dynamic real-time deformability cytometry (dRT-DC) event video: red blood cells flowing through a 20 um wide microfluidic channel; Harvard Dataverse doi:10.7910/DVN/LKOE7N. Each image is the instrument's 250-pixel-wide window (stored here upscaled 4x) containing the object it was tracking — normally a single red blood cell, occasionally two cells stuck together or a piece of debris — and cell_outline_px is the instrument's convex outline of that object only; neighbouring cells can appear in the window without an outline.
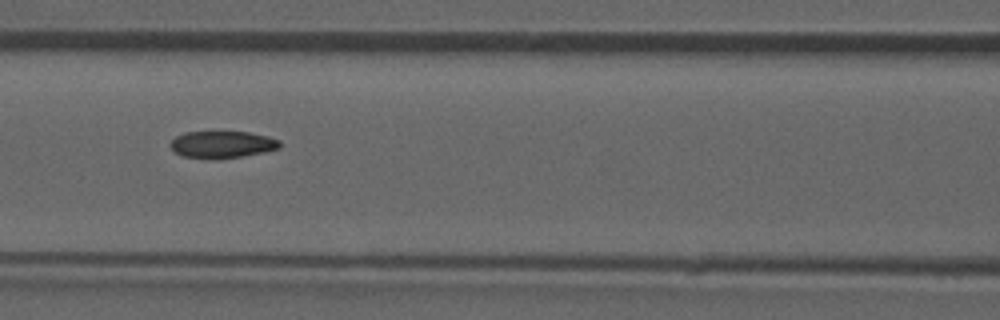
{"species": "common noctule bat (a hibernating species)", "species_latin": "Nyctalus noctula", "temperature_condition": "room temperature", "stored_images_in_passage": 52, "camera_frame_rate_fps": 3000, "um_per_image_px": 0.085, "animal": {"sex": "male", "forearm_length_mm": 52.5}, "frame": {"image": 1, "passage_image": 23, "time_ms": 7.333, "image_size_px": [1000, 320], "cell_outline_px": [[280, 148], [264, 152], [216, 160], [212, 160], [184, 156], [176, 152], [168, 144], [176, 136], [184, 132], [248, 132], [268, 136], [280, 140]], "centroid_in_image_um": [18.88, 12.29], "position_along_channel_um": 147.7, "area_um2": 17.28}, "authors_computed_cell_mechanics": {"area_um2": 18.1781, "velocity_mm_per_s": 3.9307, "shape_relaxation_time_tau1_ms": null, "shape_relaxation_time_tau2_ms": 2.7518, "deformation_change_tau1": null, "deformation_change_tau2": 0.0768}}